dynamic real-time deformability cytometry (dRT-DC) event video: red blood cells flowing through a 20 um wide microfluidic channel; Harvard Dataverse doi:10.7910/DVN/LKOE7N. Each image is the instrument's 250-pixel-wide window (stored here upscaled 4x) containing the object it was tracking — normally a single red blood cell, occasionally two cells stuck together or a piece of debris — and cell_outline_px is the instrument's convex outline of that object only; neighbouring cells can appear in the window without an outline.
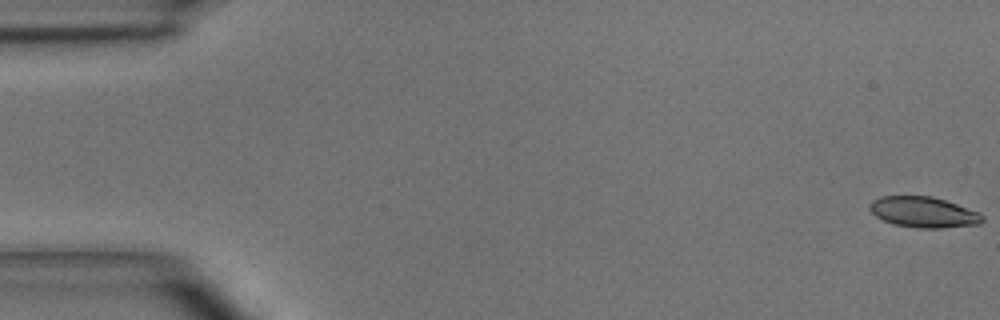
{"species": "common noctule bat (a hibernating species)", "species_latin": "Nyctalus noctula", "temperature_condition": "room temperature", "stored_images_in_passage": 7, "camera_frame_rate_fps": 3000, "um_per_image_px": 0.085, "animal": {"sex": "male", "body_mass_g": 15.6}, "frame": {"image": 1, "passage_image": 1, "time_ms": 0.0, "image_size_px": [1000, 320], "cell_outline_px": [[984, 220], [980, 224], [940, 228], [916, 228], [892, 224], [876, 216], [868, 208], [868, 204], [872, 200], [880, 196], [932, 196], [980, 212], [984, 216]], "centroid_in_image_um": [78.49, 18.03], "position_along_channel_um": 6.5, "area_um2": 20.29}}
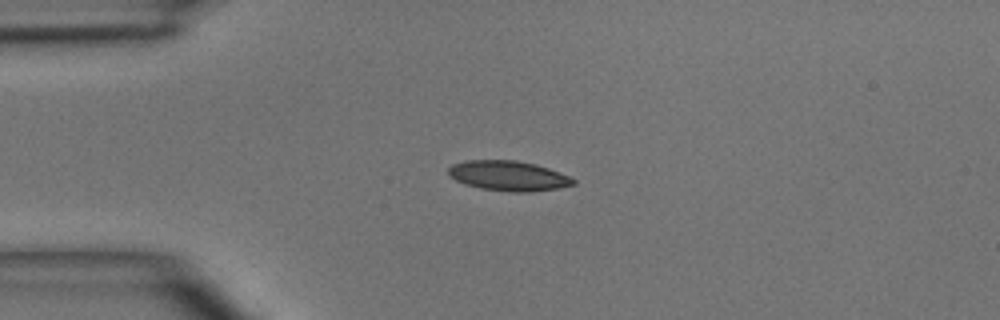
{"frame": {"image": 2, "passage_image": 4, "time_ms": 3.667, "image_size_px": [1000, 320], "cell_outline_px": [[576, 184], [560, 188], [528, 192], [512, 192], [480, 188], [464, 184], [448, 176], [448, 168], [452, 164], [468, 160], [516, 160], [536, 164], [560, 172], [576, 180]], "centroid_in_image_um": [43.22, 14.94], "position_along_channel_um": 41.8, "area_um2": 21.96}}
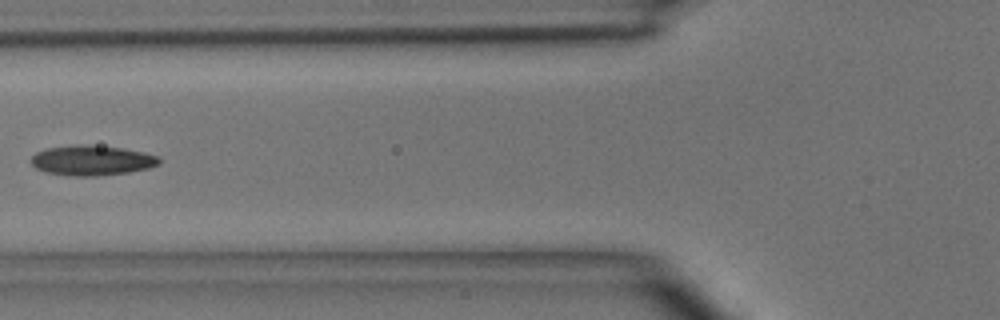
{"frame": {"image": 3, "passage_image": 6, "time_ms": 6.0, "image_size_px": [1000, 320], "cell_outline_px": [[160, 164], [148, 168], [128, 172], [96, 176], [68, 176], [48, 172], [36, 168], [28, 160], [36, 152], [48, 148], [124, 148], [144, 152], [160, 156]], "centroid_in_image_um": [7.85, 13.69], "position_along_channel_um": 117.9, "area_um2": 21.39}}